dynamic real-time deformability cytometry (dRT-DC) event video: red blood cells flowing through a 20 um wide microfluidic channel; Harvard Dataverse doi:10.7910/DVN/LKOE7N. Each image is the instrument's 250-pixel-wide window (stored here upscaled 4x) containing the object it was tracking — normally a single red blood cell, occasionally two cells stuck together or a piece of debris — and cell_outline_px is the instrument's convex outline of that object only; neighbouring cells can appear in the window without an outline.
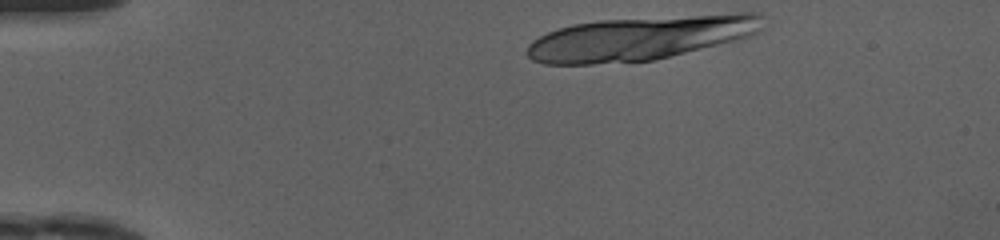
{"species": "human", "species_latin": "Homo sapiens", "temperature_condition": "cold", "stored_images_in_passage": 10, "camera_frame_rate_fps": 3000, "um_per_image_px": 0.085, "donor": {"sex": "female"}, "frame": {"image": 1, "passage_image": 1, "time_ms": 0.0, "image_size_px": [1000, 240], "cell_outline_px": [[764, 28], [760, 32], [752, 36], [740, 40], [656, 60], [592, 64], [544, 64], [532, 60], [528, 56], [528, 44], [532, 40], [548, 32], [572, 24], [600, 20], [740, 12], [760, 12]], "centroid_in_image_um": [54.53, 3.23], "position_along_channel_um": 30.5, "area_um2": 61.21}}